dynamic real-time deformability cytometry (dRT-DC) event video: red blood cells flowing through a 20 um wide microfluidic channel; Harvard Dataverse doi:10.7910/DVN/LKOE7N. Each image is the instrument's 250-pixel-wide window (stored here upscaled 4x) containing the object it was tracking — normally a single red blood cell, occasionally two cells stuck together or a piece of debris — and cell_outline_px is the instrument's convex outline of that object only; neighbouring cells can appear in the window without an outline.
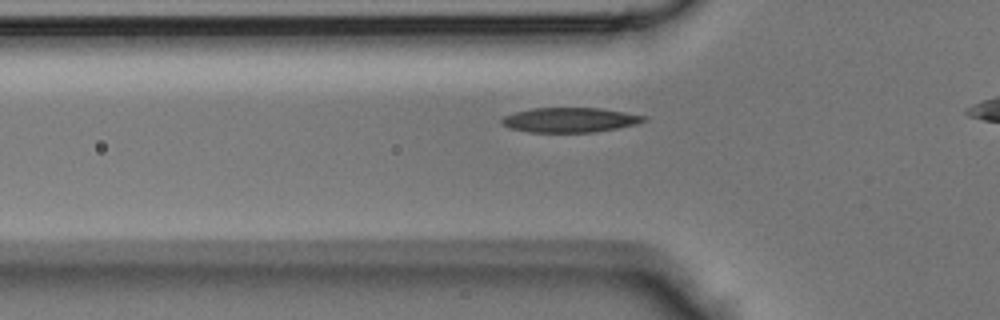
{"species": "Egyptian fruit bat (a non-hibernating species)", "species_latin": "Rousettus aegyptiacus", "temperature_condition": "room temperature", "stored_images_in_passage": 28, "camera_frame_rate_fps": 3000, "um_per_image_px": 0.085, "animal": {"sex": "male"}, "frame": {"image": 1, "passage_image": 5, "time_ms": 1.333, "image_size_px": [1000, 320], "cell_outline_px": [[648, 120], [636, 124], [596, 132], [528, 132], [508, 128], [500, 124], [500, 120], [504, 116], [516, 112], [532, 108], [600, 108], [648, 116]], "centroid_in_image_um": [48.43, 10.2], "position_along_channel_um": 77.4, "area_um2": 20.58}}
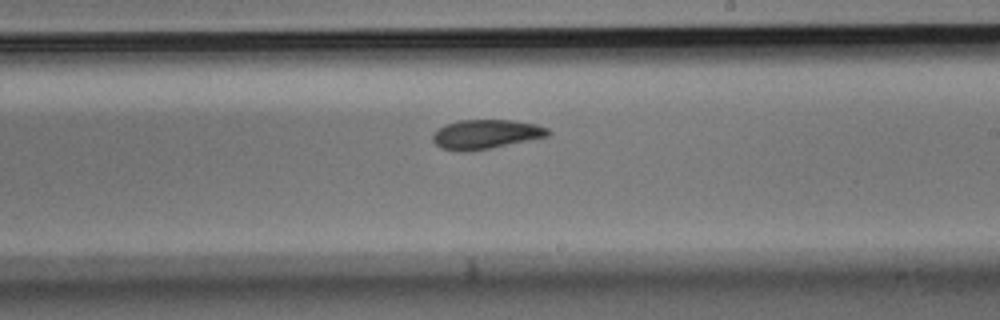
{"frame": {"image": 2, "passage_image": 16, "time_ms": 5.0, "image_size_px": [1000, 320], "cell_outline_px": [[552, 132], [548, 136], [488, 148], [460, 152], [440, 148], [432, 140], [432, 132], [444, 124], [460, 120], [512, 120], [536, 124], [548, 128]], "centroid_in_image_um": [41.25, 11.4], "position_along_channel_um": 247.8, "area_um2": 19.65}}
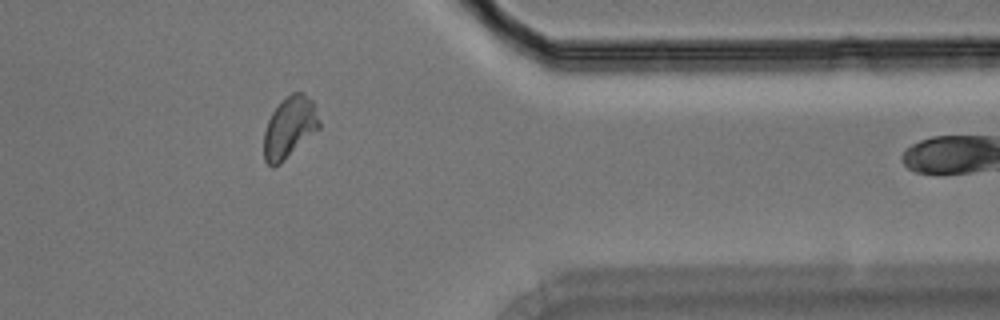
{"frame": {"image": 3, "passage_image": 26, "time_ms": 8.333, "image_size_px": [1000, 320], "cell_outline_px": [[320, 128], [280, 164], [272, 168], [264, 160], [264, 132], [268, 120], [272, 112], [292, 92], [304, 92], [312, 100], [320, 120]], "centroid_in_image_um": [24.61, 10.85], "position_along_channel_um": 386.8, "area_um2": 19.65}}